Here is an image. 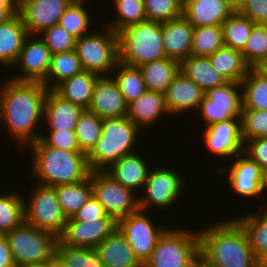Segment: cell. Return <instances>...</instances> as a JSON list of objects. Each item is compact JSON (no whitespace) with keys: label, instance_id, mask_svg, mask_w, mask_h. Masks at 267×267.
<instances>
[{"label":"cell","instance_id":"46","mask_svg":"<svg viewBox=\"0 0 267 267\" xmlns=\"http://www.w3.org/2000/svg\"><path fill=\"white\" fill-rule=\"evenodd\" d=\"M41 33L38 35L41 36L40 38L45 42L52 55L75 49L76 38L59 24L53 25Z\"/></svg>","mask_w":267,"mask_h":267},{"label":"cell","instance_id":"45","mask_svg":"<svg viewBox=\"0 0 267 267\" xmlns=\"http://www.w3.org/2000/svg\"><path fill=\"white\" fill-rule=\"evenodd\" d=\"M241 127L244 141L267 137V110H242Z\"/></svg>","mask_w":267,"mask_h":267},{"label":"cell","instance_id":"9","mask_svg":"<svg viewBox=\"0 0 267 267\" xmlns=\"http://www.w3.org/2000/svg\"><path fill=\"white\" fill-rule=\"evenodd\" d=\"M29 202H24L25 222L59 237L68 218L62 211L55 187L34 183Z\"/></svg>","mask_w":267,"mask_h":267},{"label":"cell","instance_id":"7","mask_svg":"<svg viewBox=\"0 0 267 267\" xmlns=\"http://www.w3.org/2000/svg\"><path fill=\"white\" fill-rule=\"evenodd\" d=\"M199 257V233L167 228L143 267H193Z\"/></svg>","mask_w":267,"mask_h":267},{"label":"cell","instance_id":"56","mask_svg":"<svg viewBox=\"0 0 267 267\" xmlns=\"http://www.w3.org/2000/svg\"><path fill=\"white\" fill-rule=\"evenodd\" d=\"M257 69L267 78V61L261 63Z\"/></svg>","mask_w":267,"mask_h":267},{"label":"cell","instance_id":"36","mask_svg":"<svg viewBox=\"0 0 267 267\" xmlns=\"http://www.w3.org/2000/svg\"><path fill=\"white\" fill-rule=\"evenodd\" d=\"M117 68V69H116ZM114 76L118 88L127 104L138 99L147 89L139 67L129 66L118 62L115 67Z\"/></svg>","mask_w":267,"mask_h":267},{"label":"cell","instance_id":"8","mask_svg":"<svg viewBox=\"0 0 267 267\" xmlns=\"http://www.w3.org/2000/svg\"><path fill=\"white\" fill-rule=\"evenodd\" d=\"M103 28L76 39L75 50L83 70L109 76L119 62L118 34L106 25Z\"/></svg>","mask_w":267,"mask_h":267},{"label":"cell","instance_id":"13","mask_svg":"<svg viewBox=\"0 0 267 267\" xmlns=\"http://www.w3.org/2000/svg\"><path fill=\"white\" fill-rule=\"evenodd\" d=\"M145 211L125 216L117 221V227L125 235L134 255L144 265L150 258L160 236L167 229L156 227L154 221Z\"/></svg>","mask_w":267,"mask_h":267},{"label":"cell","instance_id":"15","mask_svg":"<svg viewBox=\"0 0 267 267\" xmlns=\"http://www.w3.org/2000/svg\"><path fill=\"white\" fill-rule=\"evenodd\" d=\"M35 35H28L23 43L17 61L12 66L19 69L18 75L11 79L17 81L43 82L50 68L52 54L45 42ZM33 37V38H32ZM21 67V68H20Z\"/></svg>","mask_w":267,"mask_h":267},{"label":"cell","instance_id":"57","mask_svg":"<svg viewBox=\"0 0 267 267\" xmlns=\"http://www.w3.org/2000/svg\"><path fill=\"white\" fill-rule=\"evenodd\" d=\"M69 5L85 6L87 0H67Z\"/></svg>","mask_w":267,"mask_h":267},{"label":"cell","instance_id":"25","mask_svg":"<svg viewBox=\"0 0 267 267\" xmlns=\"http://www.w3.org/2000/svg\"><path fill=\"white\" fill-rule=\"evenodd\" d=\"M233 13L223 0H187L182 15L194 27L222 25Z\"/></svg>","mask_w":267,"mask_h":267},{"label":"cell","instance_id":"20","mask_svg":"<svg viewBox=\"0 0 267 267\" xmlns=\"http://www.w3.org/2000/svg\"><path fill=\"white\" fill-rule=\"evenodd\" d=\"M205 92L181 71L174 77L164 93L165 105L169 115L182 114L198 109Z\"/></svg>","mask_w":267,"mask_h":267},{"label":"cell","instance_id":"40","mask_svg":"<svg viewBox=\"0 0 267 267\" xmlns=\"http://www.w3.org/2000/svg\"><path fill=\"white\" fill-rule=\"evenodd\" d=\"M224 46L222 25L194 28L191 55L208 57Z\"/></svg>","mask_w":267,"mask_h":267},{"label":"cell","instance_id":"30","mask_svg":"<svg viewBox=\"0 0 267 267\" xmlns=\"http://www.w3.org/2000/svg\"><path fill=\"white\" fill-rule=\"evenodd\" d=\"M180 71L204 92L229 82L212 67L208 57L190 55L180 62Z\"/></svg>","mask_w":267,"mask_h":267},{"label":"cell","instance_id":"21","mask_svg":"<svg viewBox=\"0 0 267 267\" xmlns=\"http://www.w3.org/2000/svg\"><path fill=\"white\" fill-rule=\"evenodd\" d=\"M82 107L63 99L53 89H48L44 102L43 120L50 131L75 130Z\"/></svg>","mask_w":267,"mask_h":267},{"label":"cell","instance_id":"31","mask_svg":"<svg viewBox=\"0 0 267 267\" xmlns=\"http://www.w3.org/2000/svg\"><path fill=\"white\" fill-rule=\"evenodd\" d=\"M146 89L164 94L180 71V62L172 58L147 62L139 66Z\"/></svg>","mask_w":267,"mask_h":267},{"label":"cell","instance_id":"47","mask_svg":"<svg viewBox=\"0 0 267 267\" xmlns=\"http://www.w3.org/2000/svg\"><path fill=\"white\" fill-rule=\"evenodd\" d=\"M146 19L168 22L182 15V6L175 0H144Z\"/></svg>","mask_w":267,"mask_h":267},{"label":"cell","instance_id":"11","mask_svg":"<svg viewBox=\"0 0 267 267\" xmlns=\"http://www.w3.org/2000/svg\"><path fill=\"white\" fill-rule=\"evenodd\" d=\"M154 168L150 169L143 188L146 194L139 197L140 210L145 212L152 206L162 210L174 206L185 185L182 174L176 170L166 166Z\"/></svg>","mask_w":267,"mask_h":267},{"label":"cell","instance_id":"18","mask_svg":"<svg viewBox=\"0 0 267 267\" xmlns=\"http://www.w3.org/2000/svg\"><path fill=\"white\" fill-rule=\"evenodd\" d=\"M204 146L216 156L232 158L243 152L241 118H233L205 128Z\"/></svg>","mask_w":267,"mask_h":267},{"label":"cell","instance_id":"17","mask_svg":"<svg viewBox=\"0 0 267 267\" xmlns=\"http://www.w3.org/2000/svg\"><path fill=\"white\" fill-rule=\"evenodd\" d=\"M68 6L67 0H20V17L28 35L36 37L57 25Z\"/></svg>","mask_w":267,"mask_h":267},{"label":"cell","instance_id":"43","mask_svg":"<svg viewBox=\"0 0 267 267\" xmlns=\"http://www.w3.org/2000/svg\"><path fill=\"white\" fill-rule=\"evenodd\" d=\"M244 60L251 68H257L267 61V25L256 24L241 51Z\"/></svg>","mask_w":267,"mask_h":267},{"label":"cell","instance_id":"42","mask_svg":"<svg viewBox=\"0 0 267 267\" xmlns=\"http://www.w3.org/2000/svg\"><path fill=\"white\" fill-rule=\"evenodd\" d=\"M56 257L68 267H104L95 249L63 245L59 240Z\"/></svg>","mask_w":267,"mask_h":267},{"label":"cell","instance_id":"14","mask_svg":"<svg viewBox=\"0 0 267 267\" xmlns=\"http://www.w3.org/2000/svg\"><path fill=\"white\" fill-rule=\"evenodd\" d=\"M234 162L230 165V169L227 170L225 165L217 168L218 175L224 174L228 177L229 186L231 190L240 197H261L264 171L260 165L251 159L244 152L234 157ZM228 174H227V173Z\"/></svg>","mask_w":267,"mask_h":267},{"label":"cell","instance_id":"44","mask_svg":"<svg viewBox=\"0 0 267 267\" xmlns=\"http://www.w3.org/2000/svg\"><path fill=\"white\" fill-rule=\"evenodd\" d=\"M90 15L85 6L69 5L60 17L59 25L66 29L76 39L92 32Z\"/></svg>","mask_w":267,"mask_h":267},{"label":"cell","instance_id":"59","mask_svg":"<svg viewBox=\"0 0 267 267\" xmlns=\"http://www.w3.org/2000/svg\"><path fill=\"white\" fill-rule=\"evenodd\" d=\"M52 267H68L63 262H61L57 257L52 260Z\"/></svg>","mask_w":267,"mask_h":267},{"label":"cell","instance_id":"2","mask_svg":"<svg viewBox=\"0 0 267 267\" xmlns=\"http://www.w3.org/2000/svg\"><path fill=\"white\" fill-rule=\"evenodd\" d=\"M210 226L198 232L200 257L208 264L214 267H262L244 230L234 219L221 220Z\"/></svg>","mask_w":267,"mask_h":267},{"label":"cell","instance_id":"16","mask_svg":"<svg viewBox=\"0 0 267 267\" xmlns=\"http://www.w3.org/2000/svg\"><path fill=\"white\" fill-rule=\"evenodd\" d=\"M117 228L114 218H100L88 223L67 220L64 232L58 237L63 245L95 249Z\"/></svg>","mask_w":267,"mask_h":267},{"label":"cell","instance_id":"39","mask_svg":"<svg viewBox=\"0 0 267 267\" xmlns=\"http://www.w3.org/2000/svg\"><path fill=\"white\" fill-rule=\"evenodd\" d=\"M24 196L10 191L0 195V234H5L25 221Z\"/></svg>","mask_w":267,"mask_h":267},{"label":"cell","instance_id":"4","mask_svg":"<svg viewBox=\"0 0 267 267\" xmlns=\"http://www.w3.org/2000/svg\"><path fill=\"white\" fill-rule=\"evenodd\" d=\"M141 131L127 116L102 119L101 137L86 155L90 170L105 172L120 158L133 153Z\"/></svg>","mask_w":267,"mask_h":267},{"label":"cell","instance_id":"29","mask_svg":"<svg viewBox=\"0 0 267 267\" xmlns=\"http://www.w3.org/2000/svg\"><path fill=\"white\" fill-rule=\"evenodd\" d=\"M100 76L83 70L58 84L53 90L63 99L88 109L95 83Z\"/></svg>","mask_w":267,"mask_h":267},{"label":"cell","instance_id":"38","mask_svg":"<svg viewBox=\"0 0 267 267\" xmlns=\"http://www.w3.org/2000/svg\"><path fill=\"white\" fill-rule=\"evenodd\" d=\"M116 14L106 25L115 33L124 28L146 21L144 0H113Z\"/></svg>","mask_w":267,"mask_h":267},{"label":"cell","instance_id":"35","mask_svg":"<svg viewBox=\"0 0 267 267\" xmlns=\"http://www.w3.org/2000/svg\"><path fill=\"white\" fill-rule=\"evenodd\" d=\"M83 71L76 50L53 54L46 79L42 82L47 89H54L62 81Z\"/></svg>","mask_w":267,"mask_h":267},{"label":"cell","instance_id":"23","mask_svg":"<svg viewBox=\"0 0 267 267\" xmlns=\"http://www.w3.org/2000/svg\"><path fill=\"white\" fill-rule=\"evenodd\" d=\"M145 162V158L143 160L141 154L133 152L120 158L105 173L127 189L137 193L141 188H144L151 169V167H148L149 164Z\"/></svg>","mask_w":267,"mask_h":267},{"label":"cell","instance_id":"49","mask_svg":"<svg viewBox=\"0 0 267 267\" xmlns=\"http://www.w3.org/2000/svg\"><path fill=\"white\" fill-rule=\"evenodd\" d=\"M100 218H113L105 212L103 206L91 195L88 201L68 220H76L88 223Z\"/></svg>","mask_w":267,"mask_h":267},{"label":"cell","instance_id":"37","mask_svg":"<svg viewBox=\"0 0 267 267\" xmlns=\"http://www.w3.org/2000/svg\"><path fill=\"white\" fill-rule=\"evenodd\" d=\"M255 25L248 17L233 12L222 23L224 46L242 51Z\"/></svg>","mask_w":267,"mask_h":267},{"label":"cell","instance_id":"24","mask_svg":"<svg viewBox=\"0 0 267 267\" xmlns=\"http://www.w3.org/2000/svg\"><path fill=\"white\" fill-rule=\"evenodd\" d=\"M95 250L104 267H143L118 227L100 242Z\"/></svg>","mask_w":267,"mask_h":267},{"label":"cell","instance_id":"5","mask_svg":"<svg viewBox=\"0 0 267 267\" xmlns=\"http://www.w3.org/2000/svg\"><path fill=\"white\" fill-rule=\"evenodd\" d=\"M117 34L119 62L123 64L139 67L166 58L161 22L146 20Z\"/></svg>","mask_w":267,"mask_h":267},{"label":"cell","instance_id":"10","mask_svg":"<svg viewBox=\"0 0 267 267\" xmlns=\"http://www.w3.org/2000/svg\"><path fill=\"white\" fill-rule=\"evenodd\" d=\"M92 195L116 221L140 210L139 195L105 172L91 171Z\"/></svg>","mask_w":267,"mask_h":267},{"label":"cell","instance_id":"52","mask_svg":"<svg viewBox=\"0 0 267 267\" xmlns=\"http://www.w3.org/2000/svg\"><path fill=\"white\" fill-rule=\"evenodd\" d=\"M20 15V0H0V23Z\"/></svg>","mask_w":267,"mask_h":267},{"label":"cell","instance_id":"28","mask_svg":"<svg viewBox=\"0 0 267 267\" xmlns=\"http://www.w3.org/2000/svg\"><path fill=\"white\" fill-rule=\"evenodd\" d=\"M28 36L20 15L0 23V64L12 67L20 54Z\"/></svg>","mask_w":267,"mask_h":267},{"label":"cell","instance_id":"3","mask_svg":"<svg viewBox=\"0 0 267 267\" xmlns=\"http://www.w3.org/2000/svg\"><path fill=\"white\" fill-rule=\"evenodd\" d=\"M29 148L32 156L31 174L38 184L56 187L83 181L90 175L87 156L47 146L40 138Z\"/></svg>","mask_w":267,"mask_h":267},{"label":"cell","instance_id":"48","mask_svg":"<svg viewBox=\"0 0 267 267\" xmlns=\"http://www.w3.org/2000/svg\"><path fill=\"white\" fill-rule=\"evenodd\" d=\"M40 139L49 147L70 152H82L77 142L75 130L49 131L48 135L43 134Z\"/></svg>","mask_w":267,"mask_h":267},{"label":"cell","instance_id":"27","mask_svg":"<svg viewBox=\"0 0 267 267\" xmlns=\"http://www.w3.org/2000/svg\"><path fill=\"white\" fill-rule=\"evenodd\" d=\"M261 210L233 219L244 230L257 262L263 266L267 262V209Z\"/></svg>","mask_w":267,"mask_h":267},{"label":"cell","instance_id":"34","mask_svg":"<svg viewBox=\"0 0 267 267\" xmlns=\"http://www.w3.org/2000/svg\"><path fill=\"white\" fill-rule=\"evenodd\" d=\"M55 192L65 216L72 217L92 195L91 172L83 181L56 186Z\"/></svg>","mask_w":267,"mask_h":267},{"label":"cell","instance_id":"53","mask_svg":"<svg viewBox=\"0 0 267 267\" xmlns=\"http://www.w3.org/2000/svg\"><path fill=\"white\" fill-rule=\"evenodd\" d=\"M0 267H16L4 234H0Z\"/></svg>","mask_w":267,"mask_h":267},{"label":"cell","instance_id":"22","mask_svg":"<svg viewBox=\"0 0 267 267\" xmlns=\"http://www.w3.org/2000/svg\"><path fill=\"white\" fill-rule=\"evenodd\" d=\"M194 27L181 15L162 23L164 50L167 58L181 62L191 55Z\"/></svg>","mask_w":267,"mask_h":267},{"label":"cell","instance_id":"1","mask_svg":"<svg viewBox=\"0 0 267 267\" xmlns=\"http://www.w3.org/2000/svg\"><path fill=\"white\" fill-rule=\"evenodd\" d=\"M6 81L0 87V122L18 144L30 146L43 134L35 130L43 119L48 89L39 81Z\"/></svg>","mask_w":267,"mask_h":267},{"label":"cell","instance_id":"51","mask_svg":"<svg viewBox=\"0 0 267 267\" xmlns=\"http://www.w3.org/2000/svg\"><path fill=\"white\" fill-rule=\"evenodd\" d=\"M239 13L255 24L267 25V0H245Z\"/></svg>","mask_w":267,"mask_h":267},{"label":"cell","instance_id":"26","mask_svg":"<svg viewBox=\"0 0 267 267\" xmlns=\"http://www.w3.org/2000/svg\"><path fill=\"white\" fill-rule=\"evenodd\" d=\"M166 113V114H164ZM164 94L147 90L127 106V118L139 128L154 125L160 116L168 115Z\"/></svg>","mask_w":267,"mask_h":267},{"label":"cell","instance_id":"58","mask_svg":"<svg viewBox=\"0 0 267 267\" xmlns=\"http://www.w3.org/2000/svg\"><path fill=\"white\" fill-rule=\"evenodd\" d=\"M265 190L267 192V171L264 172V178H263V186H262V193H265ZM267 204V203H266ZM261 208H264V209H267V205H266V208L265 206L261 207Z\"/></svg>","mask_w":267,"mask_h":267},{"label":"cell","instance_id":"55","mask_svg":"<svg viewBox=\"0 0 267 267\" xmlns=\"http://www.w3.org/2000/svg\"><path fill=\"white\" fill-rule=\"evenodd\" d=\"M193 267H214V266H211L210 264H208L204 259H202L201 257H199Z\"/></svg>","mask_w":267,"mask_h":267},{"label":"cell","instance_id":"32","mask_svg":"<svg viewBox=\"0 0 267 267\" xmlns=\"http://www.w3.org/2000/svg\"><path fill=\"white\" fill-rule=\"evenodd\" d=\"M208 59L212 67L229 82L240 83L251 69L241 51L226 46L209 55Z\"/></svg>","mask_w":267,"mask_h":267},{"label":"cell","instance_id":"54","mask_svg":"<svg viewBox=\"0 0 267 267\" xmlns=\"http://www.w3.org/2000/svg\"><path fill=\"white\" fill-rule=\"evenodd\" d=\"M233 12H239L245 0H223Z\"/></svg>","mask_w":267,"mask_h":267},{"label":"cell","instance_id":"50","mask_svg":"<svg viewBox=\"0 0 267 267\" xmlns=\"http://www.w3.org/2000/svg\"><path fill=\"white\" fill-rule=\"evenodd\" d=\"M243 152L257 162L264 172L267 171V137L244 141Z\"/></svg>","mask_w":267,"mask_h":267},{"label":"cell","instance_id":"33","mask_svg":"<svg viewBox=\"0 0 267 267\" xmlns=\"http://www.w3.org/2000/svg\"><path fill=\"white\" fill-rule=\"evenodd\" d=\"M240 84L242 110H267V78L257 68H251Z\"/></svg>","mask_w":267,"mask_h":267},{"label":"cell","instance_id":"41","mask_svg":"<svg viewBox=\"0 0 267 267\" xmlns=\"http://www.w3.org/2000/svg\"><path fill=\"white\" fill-rule=\"evenodd\" d=\"M101 133L102 119L88 109H84L75 128L80 150L87 155L96 145Z\"/></svg>","mask_w":267,"mask_h":267},{"label":"cell","instance_id":"12","mask_svg":"<svg viewBox=\"0 0 267 267\" xmlns=\"http://www.w3.org/2000/svg\"><path fill=\"white\" fill-rule=\"evenodd\" d=\"M240 89H242L240 83L228 82L205 92L198 110L206 127L233 118H241L242 90Z\"/></svg>","mask_w":267,"mask_h":267},{"label":"cell","instance_id":"60","mask_svg":"<svg viewBox=\"0 0 267 267\" xmlns=\"http://www.w3.org/2000/svg\"><path fill=\"white\" fill-rule=\"evenodd\" d=\"M25 267H52V261L40 263V264L29 265V266H25Z\"/></svg>","mask_w":267,"mask_h":267},{"label":"cell","instance_id":"6","mask_svg":"<svg viewBox=\"0 0 267 267\" xmlns=\"http://www.w3.org/2000/svg\"><path fill=\"white\" fill-rule=\"evenodd\" d=\"M16 267L50 262L56 257L58 237L23 222L4 234Z\"/></svg>","mask_w":267,"mask_h":267},{"label":"cell","instance_id":"61","mask_svg":"<svg viewBox=\"0 0 267 267\" xmlns=\"http://www.w3.org/2000/svg\"><path fill=\"white\" fill-rule=\"evenodd\" d=\"M175 1H177L183 7L187 0H175Z\"/></svg>","mask_w":267,"mask_h":267},{"label":"cell","instance_id":"19","mask_svg":"<svg viewBox=\"0 0 267 267\" xmlns=\"http://www.w3.org/2000/svg\"><path fill=\"white\" fill-rule=\"evenodd\" d=\"M127 106L114 79L110 76H100L95 83L88 110L101 119L118 118L126 116Z\"/></svg>","mask_w":267,"mask_h":267}]
</instances>
